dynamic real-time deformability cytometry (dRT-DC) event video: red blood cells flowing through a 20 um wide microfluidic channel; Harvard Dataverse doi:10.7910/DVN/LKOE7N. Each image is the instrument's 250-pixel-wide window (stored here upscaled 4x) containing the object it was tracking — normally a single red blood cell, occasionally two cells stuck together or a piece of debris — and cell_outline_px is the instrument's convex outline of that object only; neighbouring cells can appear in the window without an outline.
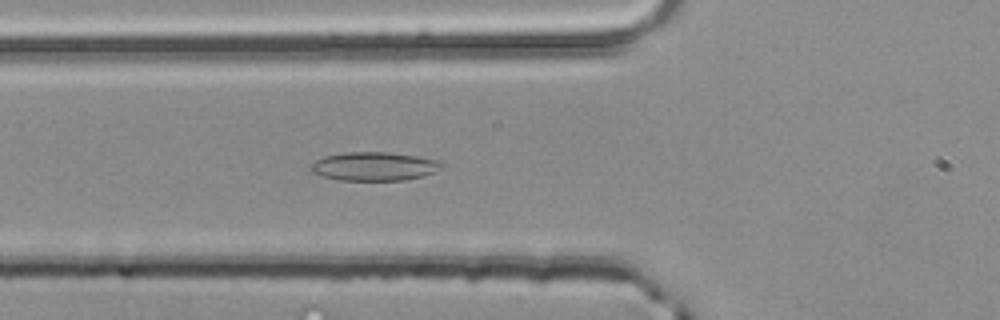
{"species": "common noctule bat (a hibernating species)", "species_latin": "Nyctalus noctula", "temperature_condition": "room temperature", "stored_images_in_passage": 53, "segment_of_instrument_passage": [1, 2], "camera_frame_rate_fps": 3000, "um_per_image_px": 0.085, "animal": {"sex": "male", "body_mass_g": 20.4}, "frame": {"image": 1, "passage_image": 19, "time_ms": 6.0, "image_size_px": [1000, 320], "cell_outline_px": [[440, 168], [424, 176], [404, 180], [340, 180], [324, 176], [312, 172], [312, 164], [316, 160], [324, 156], [344, 152], [388, 152], [420, 156], [436, 160], [440, 164]], "centroid_in_image_um": [31.79, 14.13], "position_along_channel_um": 94.0, "area_um2": 21.56}}
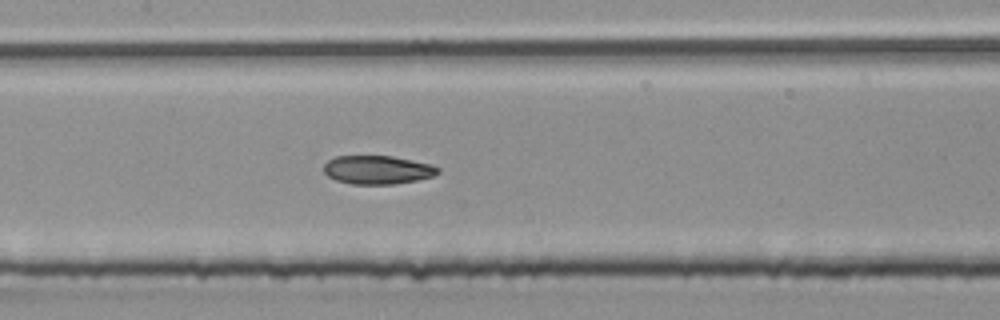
{"frame": {"image": 2, "passage_image": 25, "time_ms": 8.0, "image_size_px": [1000, 320], "cell_outline_px": [[440, 172], [432, 176], [416, 180], [392, 184], [352, 184], [336, 180], [328, 176], [324, 172], [324, 164], [328, 160], [336, 156], [392, 156], [432, 164], [440, 168]], "centroid_in_image_um": [32.09, 14.43], "position_along_channel_um": 175.3, "area_um2": 18.96}}
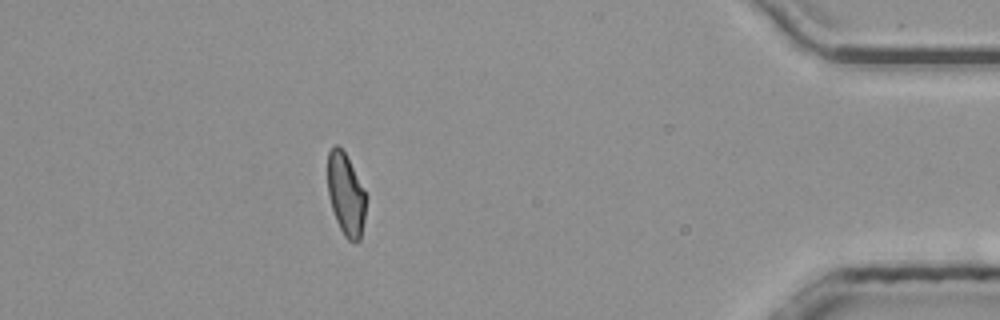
{"frame": {"image": 3, "passage_image": 46, "time_ms": 15.0, "image_size_px": [1000, 320], "cell_outline_px": [[368, 196], [364, 220], [360, 240], [356, 244], [348, 240], [344, 236], [336, 220], [328, 196], [328, 152], [336, 144], [344, 152]], "centroid_in_image_um": [29.42, 16.58], "position_along_channel_um": 405.8, "area_um2": 18.44}}